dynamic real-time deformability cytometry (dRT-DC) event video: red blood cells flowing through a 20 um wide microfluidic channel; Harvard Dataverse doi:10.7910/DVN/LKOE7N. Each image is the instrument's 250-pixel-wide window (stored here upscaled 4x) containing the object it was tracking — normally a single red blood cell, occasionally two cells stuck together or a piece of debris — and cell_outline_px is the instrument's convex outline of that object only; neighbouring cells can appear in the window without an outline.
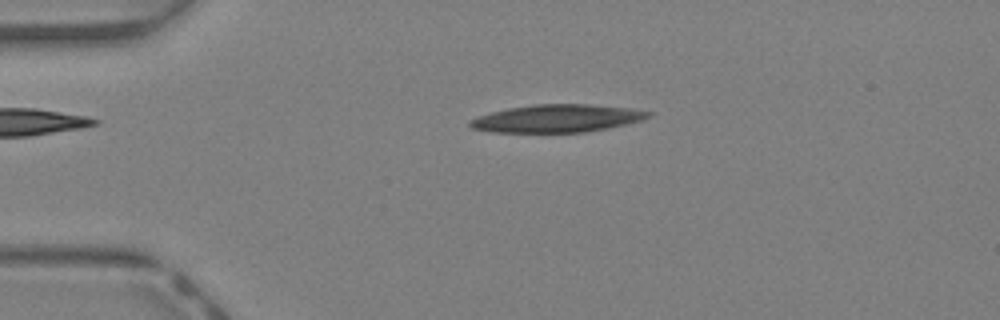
{"species": "Egyptian fruit bat (a non-hibernating species)", "species_latin": "Rousettus aegyptiacus", "temperature_condition": "warm", "stored_images_in_passage": 44, "camera_frame_rate_fps": 3000, "um_per_image_px": 0.085, "animal": {"sex": "female"}, "frame": {"image": 1, "passage_image": 10, "time_ms": 3.0, "image_size_px": [1000, 320], "cell_outline_px": [[652, 116], [644, 120], [628, 124], [584, 132], [492, 132], [472, 128], [468, 124], [468, 120], [492, 112], [508, 108], [536, 104], [588, 104], [632, 108], [652, 112]], "centroid_in_image_um": [47.4, 10.06], "position_along_channel_um": 37.6, "area_um2": 28.84}}
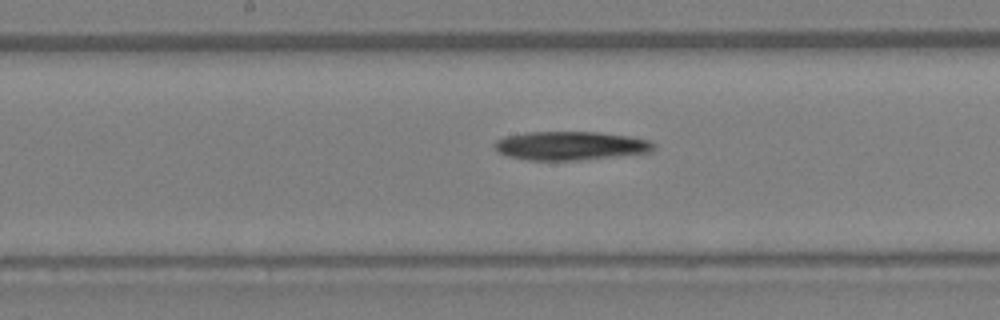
{"frame": {"image": 2, "passage_image": 23, "time_ms": 7.333, "image_size_px": [1000, 320], "cell_outline_px": [[656, 148], [652, 152], [576, 160], [528, 160], [508, 156], [496, 152], [492, 144], [496, 140], [504, 136], [528, 132], [596, 132], [628, 136], [648, 140], [656, 144]], "centroid_in_image_um": [48.45, 12.38], "position_along_channel_um": 199.8, "area_um2": 26.65}}
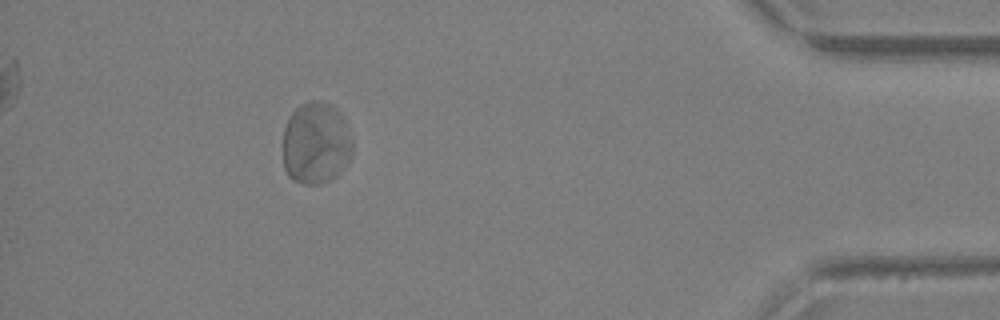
{"frame": {"image": 3, "passage_image": 40, "time_ms": 13.0, "image_size_px": [1000, 320], "cell_outline_px": [[352, 152], [344, 168], [336, 176], [328, 180], [316, 184], [304, 184], [292, 180], [288, 176], [284, 168], [284, 128], [292, 112], [300, 104], [308, 100], [324, 100], [332, 104], [344, 116], [352, 140]], "centroid_in_image_um": [26.86, 12.14], "position_along_channel_um": 408.3, "area_um2": 33.64}, "authors_computed_cell_mechanics": {"area_um2": 28.9289, "velocity_mm_per_s": 4.6209, "shape_relaxation_time_tau1_ms": 4.1608, "shape_relaxation_time_tau2_ms": null, "deformation_change_tau1": 0.1287, "deformation_change_tau2": null}}